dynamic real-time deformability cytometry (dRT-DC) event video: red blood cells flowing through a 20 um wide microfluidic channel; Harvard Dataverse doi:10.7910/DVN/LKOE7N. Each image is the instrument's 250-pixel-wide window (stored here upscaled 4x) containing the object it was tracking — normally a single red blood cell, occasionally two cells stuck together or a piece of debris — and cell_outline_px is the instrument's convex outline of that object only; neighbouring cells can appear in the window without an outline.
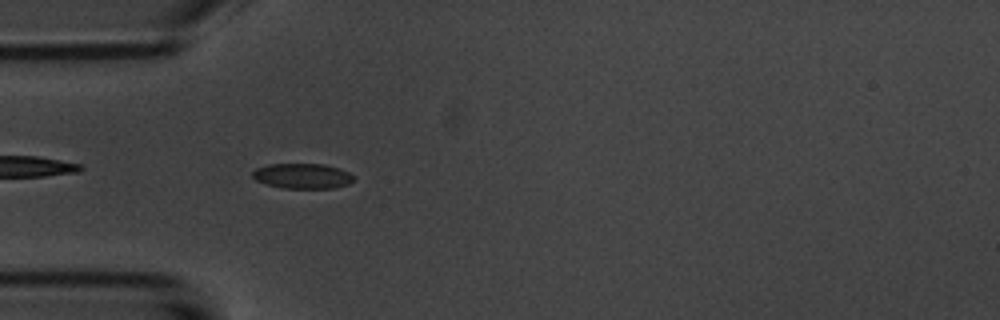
{"species": "common noctule bat (a hibernating species)", "species_latin": "Nyctalus noctula", "temperature_condition": "room temperature", "stored_images_in_passage": 41, "camera_frame_rate_fps": 3000, "um_per_image_px": 0.085, "animal": {"sex": "male", "body_mass_g": 20.1, "forearm_length_mm": 53.5}, "frame": {"image": 1, "passage_image": 3, "time_ms": 0.667, "image_size_px": [1000, 320], "cell_outline_px": [[352, 180], [348, 184], [332, 188], [284, 188], [268, 184], [256, 180], [252, 176], [252, 172], [256, 168], [268, 164], [324, 164], [340, 168], [348, 172], [352, 176]], "centroid_in_image_um": [25.69, 14.95], "position_along_channel_um": 59.3, "area_um2": 14.68}}
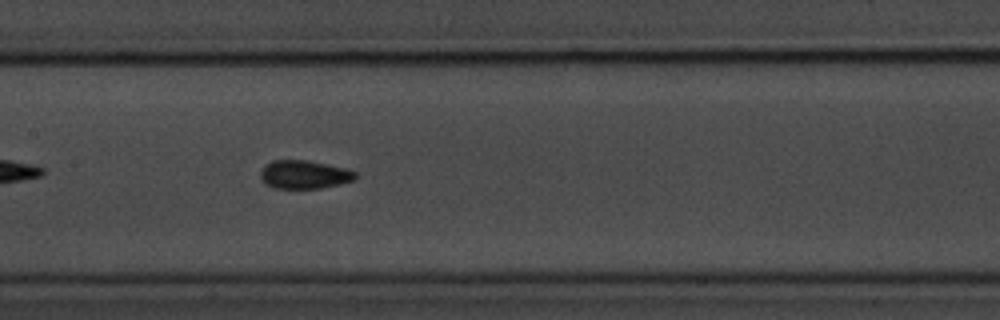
{"frame": {"image": 2, "passage_image": 13, "time_ms": 4.0, "image_size_px": [1000, 320], "cell_outline_px": [[356, 176], [352, 180], [340, 184], [320, 188], [272, 188], [264, 184], [260, 176], [260, 172], [272, 160], [308, 160], [348, 168], [356, 172]], "centroid_in_image_um": [25.86, 14.83], "position_along_channel_um": 181.5, "area_um2": 15.72}}
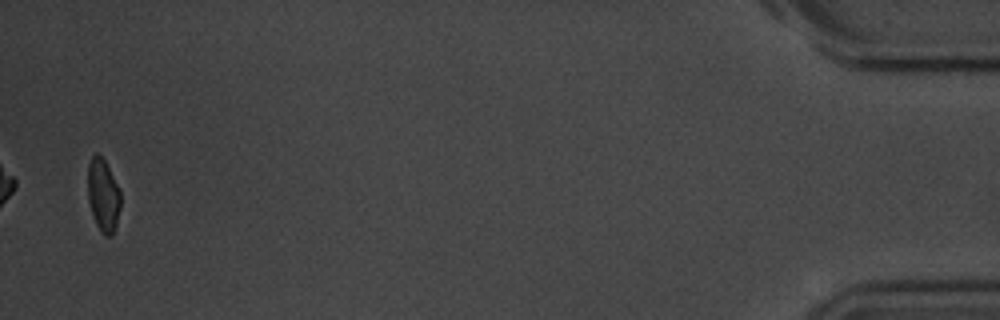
{"frame": {"image": 3, "passage_image": 40, "time_ms": 13.0, "image_size_px": [1000, 320], "cell_outline_px": [[120, 208], [116, 224], [112, 236], [104, 236], [100, 232], [96, 224], [88, 200], [88, 164], [92, 156], [96, 152], [104, 160], [120, 192]], "centroid_in_image_um": [8.76, 16.63], "position_along_channel_um": 426.4, "area_um2": 13.7}, "authors_computed_cell_mechanics": {"area_um2": 15.0858, "velocity_mm_per_s": 3.7197, "shape_relaxation_time_tau1_ms": 2.1989, "shape_relaxation_time_tau2_ms": 1.5223, "deformation_change_tau1": 0.0888, "deformation_change_tau2": 0.0499}}